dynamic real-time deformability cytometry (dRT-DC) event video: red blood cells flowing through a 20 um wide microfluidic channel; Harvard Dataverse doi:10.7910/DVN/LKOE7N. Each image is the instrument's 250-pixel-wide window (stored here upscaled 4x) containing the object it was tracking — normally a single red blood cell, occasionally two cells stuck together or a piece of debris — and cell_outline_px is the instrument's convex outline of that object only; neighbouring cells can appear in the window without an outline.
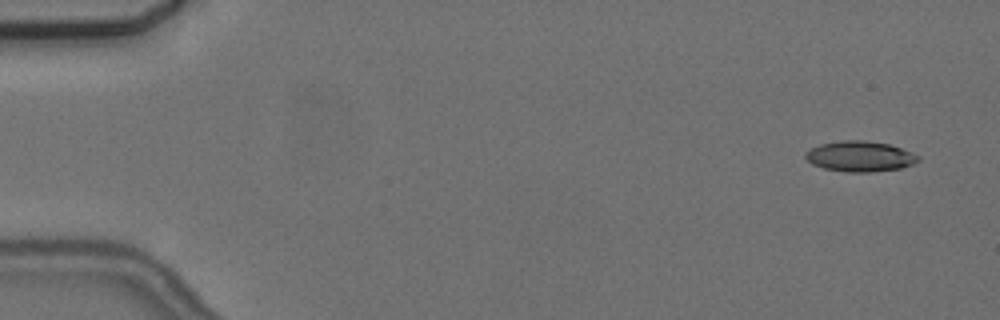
{"species": "common noctule bat (a hibernating species)", "species_latin": "Nyctalus noctula", "temperature_condition": "cold", "stored_images_in_passage": 3, "camera_frame_rate_fps": 3000, "um_per_image_px": 0.085, "animal": {"sex": "female", "body_mass_g": 24.6, "forearm_length_mm": 56.2}, "frame": {"image": 1, "passage_image": 1, "time_ms": 0.0, "image_size_px": [1000, 320], "cell_outline_px": [[920, 160], [912, 164], [900, 168], [872, 172], [848, 172], [824, 168], [812, 164], [804, 156], [812, 148], [820, 144], [844, 140], [864, 140], [888, 144], [912, 152], [920, 156]], "centroid_in_image_um": [73.12, 13.29], "position_along_channel_um": 11.9, "area_um2": 19.83}}